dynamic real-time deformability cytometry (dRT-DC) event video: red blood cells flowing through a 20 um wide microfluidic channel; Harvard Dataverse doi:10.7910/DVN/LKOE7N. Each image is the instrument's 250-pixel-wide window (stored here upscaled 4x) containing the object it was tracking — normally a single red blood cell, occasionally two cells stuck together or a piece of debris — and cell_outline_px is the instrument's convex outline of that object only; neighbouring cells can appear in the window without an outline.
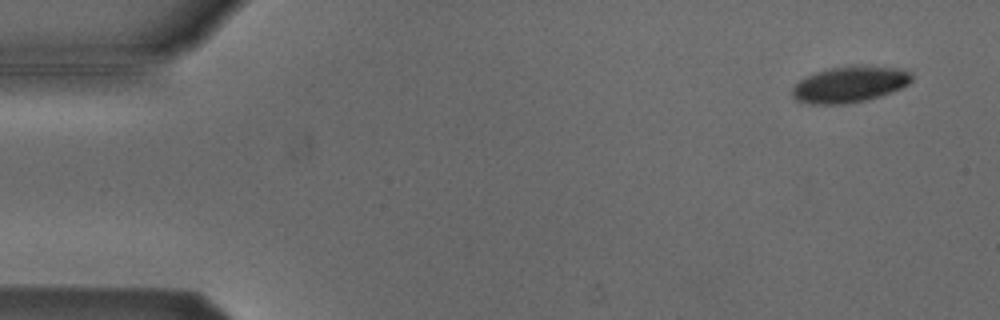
{"species": "Egyptian fruit bat (a non-hibernating species)", "species_latin": "Rousettus aegyptiacus", "temperature_condition": "cold", "stored_images_in_passage": 53, "camera_frame_rate_fps": 3000, "um_per_image_px": 0.085, "animal": {"sex": "male"}, "frame": {"image": 1, "passage_image": 3, "time_ms": 0.667, "image_size_px": [1000, 320], "cell_outline_px": [[912, 80], [908, 84], [892, 92], [880, 96], [864, 100], [844, 104], [808, 104], [796, 100], [792, 96], [792, 88], [804, 76], [828, 68], [856, 64], [904, 68], [912, 72]], "centroid_in_image_um": [72.24, 7.14], "position_along_channel_um": 12.8, "area_um2": 25.61}}
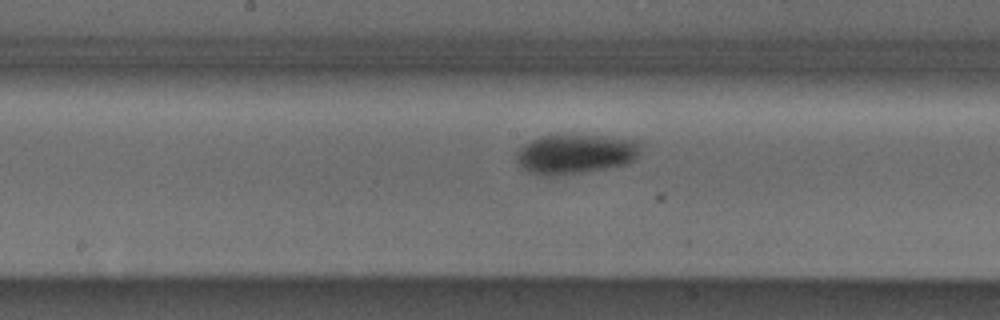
{"frame": {"image": 2, "passage_image": 27, "time_ms": 8.667, "image_size_px": [1000, 320], "cell_outline_px": [[640, 152], [628, 164], [580, 172], [548, 176], [544, 176], [528, 172], [516, 160], [516, 152], [524, 144], [540, 136], [600, 136], [636, 140], [640, 148]], "centroid_in_image_um": [48.88, 13.09], "position_along_channel_um": 199.3, "area_um2": 28.03}}
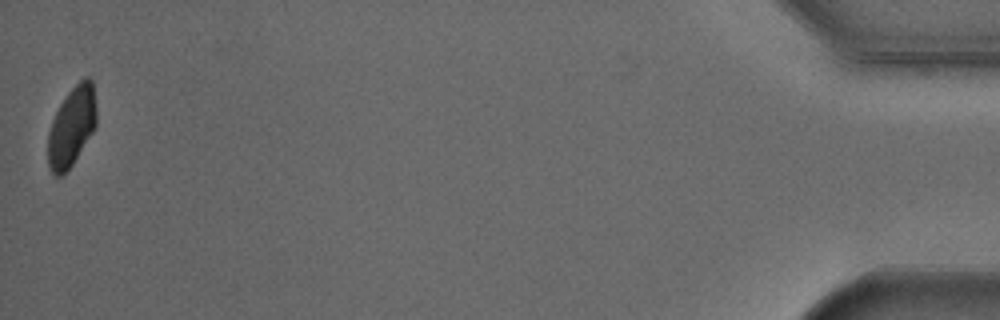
{"frame": {"image": 3, "passage_image": 53, "time_ms": 17.333, "image_size_px": [1000, 320], "cell_outline_px": [[96, 128], [72, 164], [60, 176], [56, 176], [52, 172], [48, 164], [48, 132], [52, 120], [60, 104], [68, 92], [84, 76], [88, 76], [92, 80], [96, 104]], "centroid_in_image_um": [6.11, 10.73], "position_along_channel_um": 429.1, "area_um2": 22.43}, "authors_computed_cell_mechanics": {"area_um2": 26.299, "velocity_mm_per_s": 3.8026, "shape_relaxation_time_tau1_ms": 4.2334, "shape_relaxation_time_tau2_ms": null, "deformation_change_tau1": 0.0992, "deformation_change_tau2": null}}